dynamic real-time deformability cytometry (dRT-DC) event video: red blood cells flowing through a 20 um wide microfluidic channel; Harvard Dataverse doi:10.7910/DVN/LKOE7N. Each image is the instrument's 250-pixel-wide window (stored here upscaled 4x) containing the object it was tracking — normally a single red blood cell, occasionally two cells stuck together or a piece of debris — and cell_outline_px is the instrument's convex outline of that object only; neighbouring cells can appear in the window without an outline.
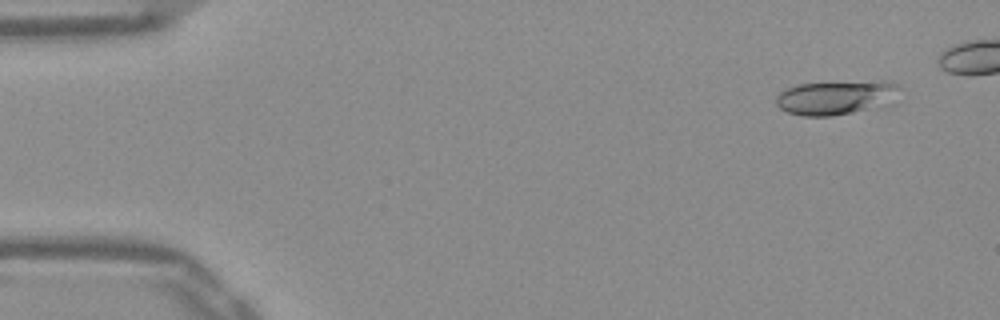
{"species": "Egyptian fruit bat (a non-hibernating species)", "species_latin": "Rousettus aegyptiacus", "temperature_condition": "warm", "stored_images_in_passage": 46, "camera_frame_rate_fps": 3000, "um_per_image_px": 0.085, "frame": {"image": 1, "passage_image": 4, "time_ms": 1.0, "image_size_px": [1000, 320], "cell_outline_px": [[900, 88], [896, 104], [832, 116], [804, 116], [788, 112], [780, 108], [776, 104], [776, 96], [780, 92], [788, 88], [800, 84], [880, 80], [900, 84]], "centroid_in_image_um": [71.18, 8.29], "position_along_channel_um": 13.8, "area_um2": 25.09}}
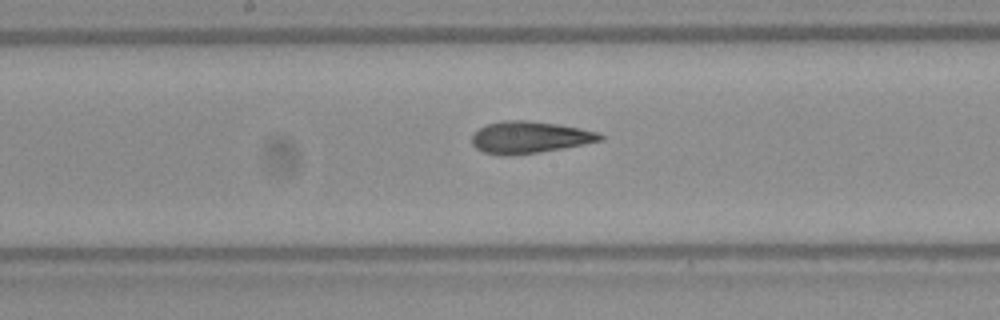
{"frame": {"image": 2, "passage_image": 27, "time_ms": 8.667, "image_size_px": [1000, 320], "cell_outline_px": [[604, 140], [584, 144], [540, 152], [512, 156], [504, 156], [484, 152], [476, 148], [472, 144], [472, 136], [480, 128], [488, 124], [504, 120], [528, 120], [556, 124], [580, 128], [600, 132], [604, 136]], "centroid_in_image_um": [45.04, 11.68], "position_along_channel_um": 203.2, "area_um2": 23.87}}
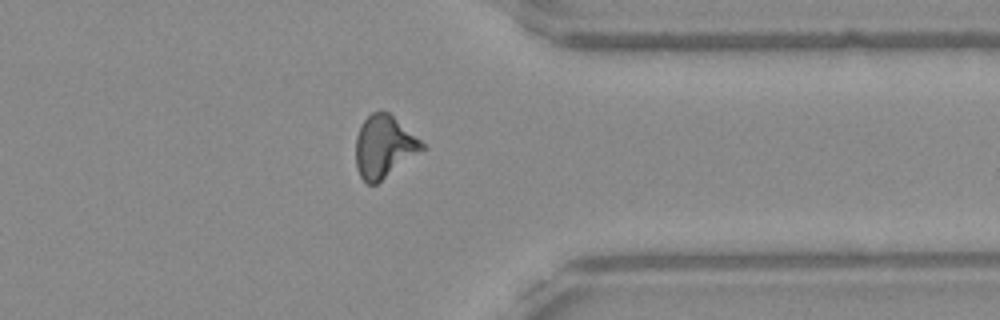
{"frame": {"image": 3, "passage_image": 41, "time_ms": 13.333, "image_size_px": [1000, 320], "cell_outline_px": [[428, 148], [376, 184], [368, 184], [360, 176], [356, 168], [356, 136], [364, 120], [372, 112], [388, 112], [420, 140]], "centroid_in_image_um": [32.65, 12.49], "position_along_channel_um": 378.7, "area_um2": 23.87}, "authors_computed_cell_mechanics": {"area_um2": 23.5824, "velocity_mm_per_s": 3.9133, "shape_relaxation_time_tau1_ms": 8.8098, "shape_relaxation_time_tau2_ms": 1.9667, "deformation_change_tau1": 0.242, "deformation_change_tau2": 0.0968}}